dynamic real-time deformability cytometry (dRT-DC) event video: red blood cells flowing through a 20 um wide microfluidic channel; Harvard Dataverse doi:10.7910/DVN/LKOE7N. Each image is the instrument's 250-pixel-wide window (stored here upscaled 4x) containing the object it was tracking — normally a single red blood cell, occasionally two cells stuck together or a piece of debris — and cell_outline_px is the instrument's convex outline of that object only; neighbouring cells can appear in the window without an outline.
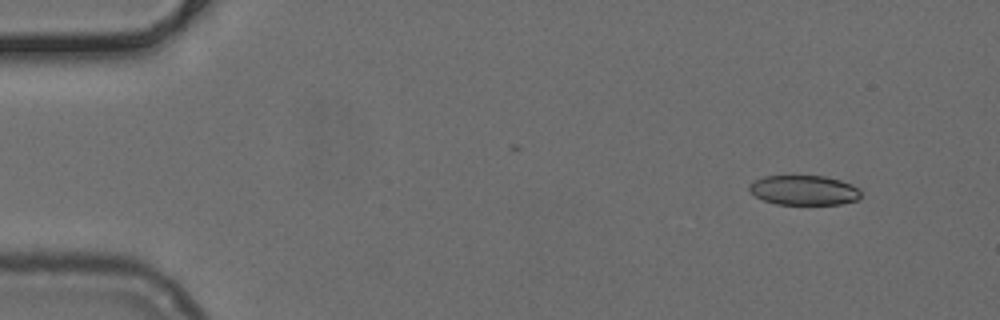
{"species": "common noctule bat (a hibernating species)", "species_latin": "Nyctalus noctula", "temperature_condition": "cold", "stored_images_in_passage": 48, "camera_frame_rate_fps": 3000, "um_per_image_px": 0.085, "animal": {"sex": "female", "body_mass_g": 24.6, "forearm_length_mm": 56.2}, "frame": {"image": 1, "passage_image": 1, "time_ms": 0.0, "image_size_px": [1000, 320], "cell_outline_px": [[860, 200], [840, 204], [776, 204], [764, 200], [756, 196], [748, 188], [748, 184], [752, 180], [764, 176], [824, 176], [840, 180], [852, 184], [860, 188]], "centroid_in_image_um": [68.35, 16.16], "position_along_channel_um": 16.7, "area_um2": 19.48}}
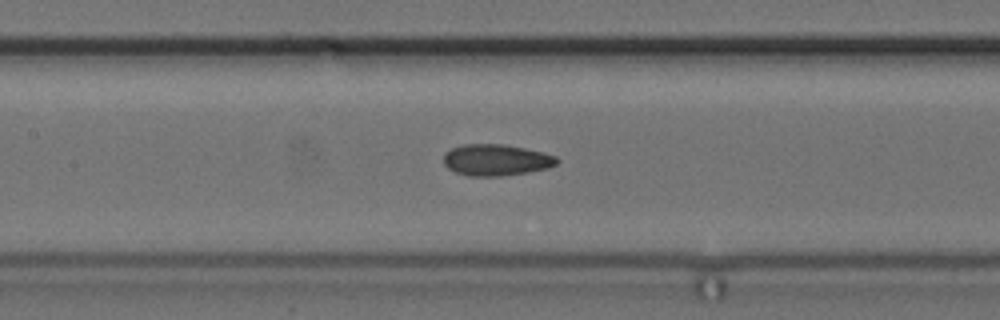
{"frame": {"image": 2, "passage_image": 20, "time_ms": 6.333, "image_size_px": [1000, 320], "cell_outline_px": [[560, 160], [556, 164], [548, 168], [528, 172], [500, 176], [468, 176], [456, 172], [448, 168], [444, 164], [444, 152], [452, 148], [464, 144], [504, 144], [544, 152], [556, 156]], "centroid_in_image_um": [42.18, 13.59], "position_along_channel_um": 165.2, "area_um2": 20.81}}
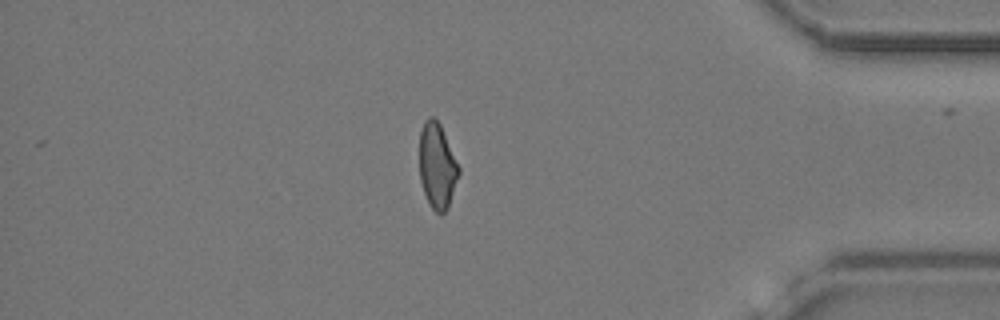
{"frame": {"image": 3, "passage_image": 40, "time_ms": 13.0, "image_size_px": [1000, 320], "cell_outline_px": [[460, 172], [448, 208], [440, 216], [432, 208], [424, 192], [420, 180], [420, 132], [424, 120], [428, 116], [432, 116], [440, 124], [460, 168]], "centroid_in_image_um": [37.16, 14.1], "position_along_channel_um": 398.0, "area_um2": 19.48}}